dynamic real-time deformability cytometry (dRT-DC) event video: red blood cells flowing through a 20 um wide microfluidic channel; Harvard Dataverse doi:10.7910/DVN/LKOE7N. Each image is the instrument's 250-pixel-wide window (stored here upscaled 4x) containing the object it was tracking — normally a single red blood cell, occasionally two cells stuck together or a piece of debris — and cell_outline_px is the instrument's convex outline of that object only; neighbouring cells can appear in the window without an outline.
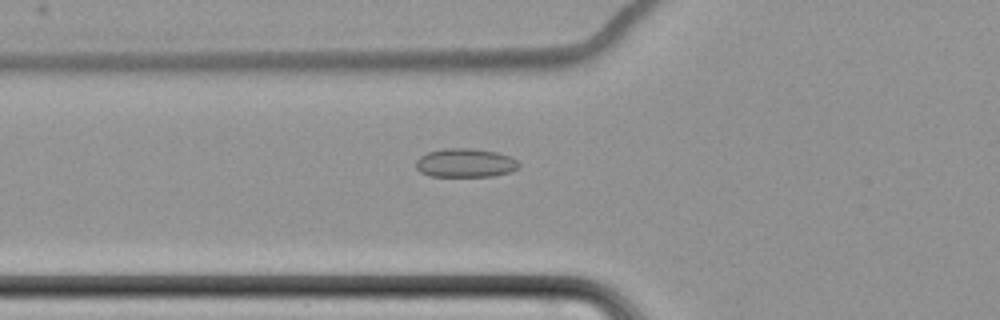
{"species": "common noctule bat (a hibernating species)", "species_latin": "Nyctalus noctula", "temperature_condition": "cold", "stored_images_in_passage": 7, "camera_frame_rate_fps": 3000, "um_per_image_px": 0.085, "animal": {"sex": "female", "body_mass_g": 22.7, "forearm_length_mm": 54.2}, "frame": {"image": 1, "passage_image": 7, "time_ms": 7.0, "image_size_px": [1000, 320], "cell_outline_px": [[520, 168], [512, 172], [492, 176], [428, 176], [420, 172], [416, 168], [416, 160], [420, 156], [428, 152], [444, 148], [472, 148], [496, 152], [508, 156], [516, 160], [520, 164]], "centroid_in_image_um": [39.55, 13.85], "position_along_channel_um": 86.2, "area_um2": 17.4}}